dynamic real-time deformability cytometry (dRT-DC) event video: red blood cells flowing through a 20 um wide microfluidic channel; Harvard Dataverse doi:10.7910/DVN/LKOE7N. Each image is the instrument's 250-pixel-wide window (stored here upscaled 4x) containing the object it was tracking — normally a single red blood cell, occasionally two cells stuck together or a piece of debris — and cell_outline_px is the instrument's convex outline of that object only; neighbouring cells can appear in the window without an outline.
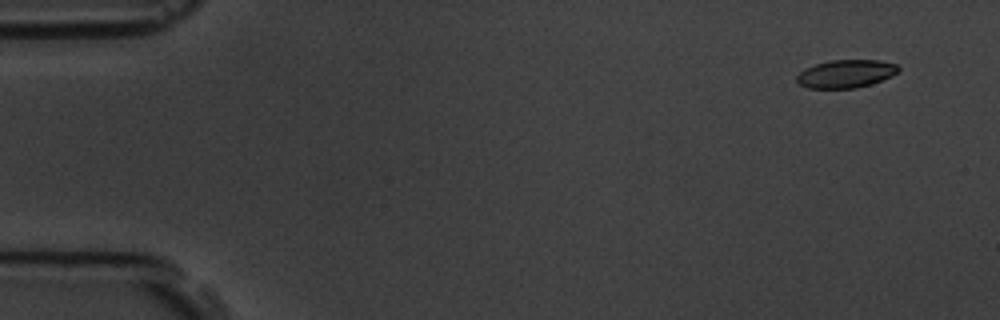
{"species": "common noctule bat (a hibernating species)", "species_latin": "Nyctalus noctula", "temperature_condition": "room temperature", "stored_images_in_passage": 8, "camera_frame_rate_fps": 3000, "um_per_image_px": 0.085, "animal": {"sex": "male", "body_mass_g": 19.5, "forearm_length_mm": 54.6}, "frame": {"image": 1, "passage_image": 1, "time_ms": 0.0, "image_size_px": [1000, 320], "cell_outline_px": [[900, 68], [892, 76], [872, 84], [856, 88], [808, 88], [800, 84], [796, 80], [796, 76], [804, 68], [816, 64], [832, 60], [880, 60], [896, 64]], "centroid_in_image_um": [71.9, 6.27], "position_along_channel_um": 13.1, "area_um2": 16.59}}
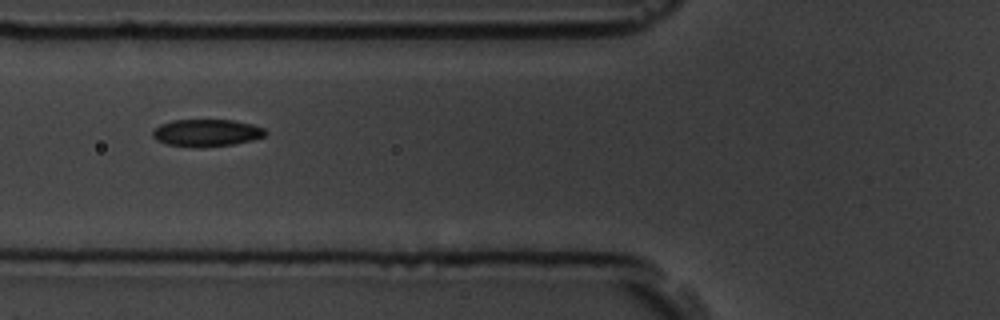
{"frame": {"image": 2, "passage_image": 6, "time_ms": 5.667, "image_size_px": [1000, 320], "cell_outline_px": [[268, 132], [264, 136], [252, 140], [232, 144], [196, 148], [164, 144], [156, 140], [152, 136], [152, 132], [160, 124], [172, 120], [232, 120], [252, 124], [264, 128]], "centroid_in_image_um": [17.53, 11.29], "position_along_channel_um": 108.3, "area_um2": 17.98}}
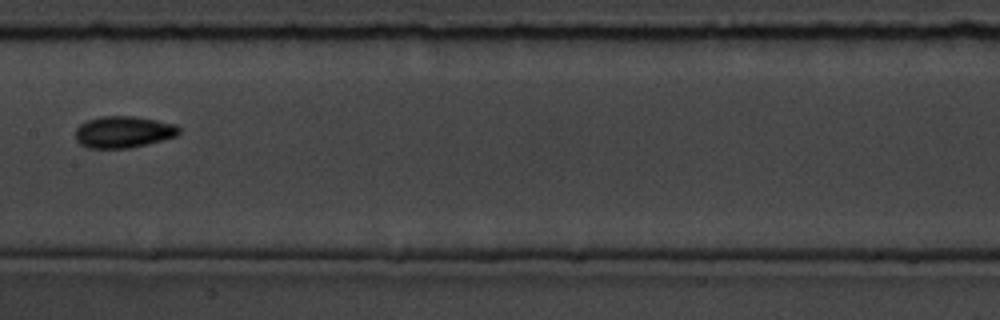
{"frame": {"image": 3, "passage_image": 8, "time_ms": 8.0, "image_size_px": [1000, 320], "cell_outline_px": [[180, 132], [176, 136], [128, 148], [88, 148], [80, 144], [76, 140], [76, 128], [80, 124], [88, 120], [100, 116], [136, 116], [176, 124], [180, 128]], "centroid_in_image_um": [10.47, 11.2], "position_along_channel_um": 196.9, "area_um2": 19.02}}